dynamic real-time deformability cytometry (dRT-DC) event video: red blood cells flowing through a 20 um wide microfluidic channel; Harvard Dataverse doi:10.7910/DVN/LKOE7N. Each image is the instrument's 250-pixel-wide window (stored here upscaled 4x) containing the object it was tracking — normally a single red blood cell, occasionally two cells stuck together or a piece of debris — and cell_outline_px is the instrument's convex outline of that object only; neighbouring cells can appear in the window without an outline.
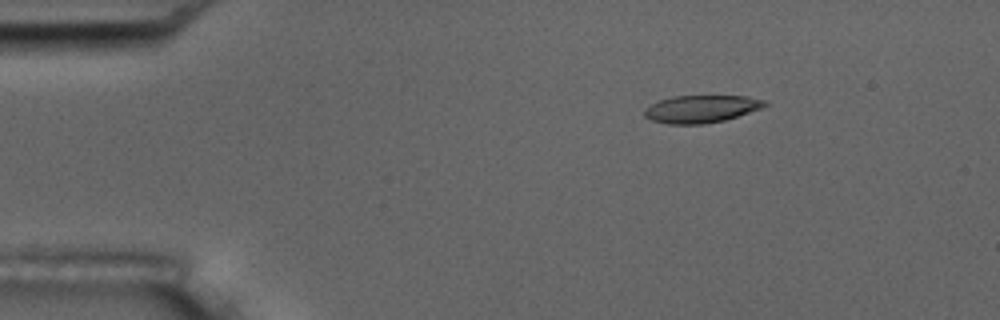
{"species": "common noctule bat (a hibernating species)", "species_latin": "Nyctalus noctula", "temperature_condition": "room temperature", "stored_images_in_passage": 5, "camera_frame_rate_fps": 3000, "um_per_image_px": 0.085, "animal": {"sex": "male", "body_mass_g": 17.5, "forearm_length_mm": 52.3}, "frame": {"image": 1, "passage_image": 2, "time_ms": 1.0, "image_size_px": [1000, 320], "cell_outline_px": [[768, 104], [764, 108], [724, 120], [704, 124], [668, 124], [652, 120], [644, 116], [644, 108], [660, 100], [672, 96], [748, 96], [764, 100]], "centroid_in_image_um": [59.62, 9.26], "position_along_channel_um": 25.4, "area_um2": 19.31}}
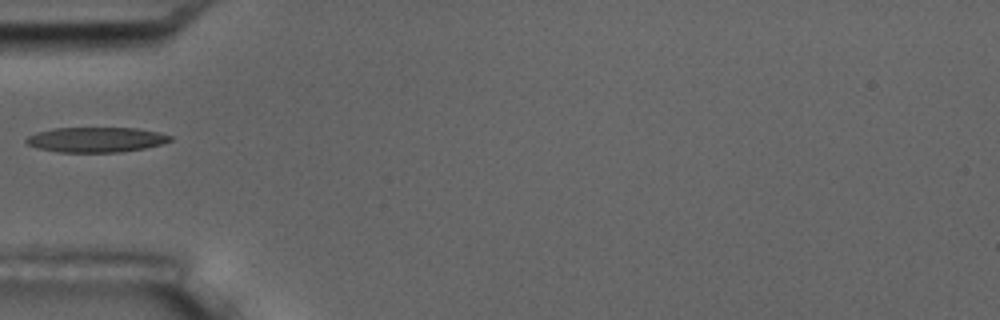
{"frame": {"image": 2, "passage_image": 4, "time_ms": 4.333, "image_size_px": [1000, 320], "cell_outline_px": [[172, 140], [160, 144], [144, 148], [120, 152], [56, 152], [36, 148], [28, 144], [24, 140], [28, 136], [36, 132], [52, 128], [136, 128], [156, 132], [172, 136]], "centroid_in_image_um": [8.11, 11.87], "position_along_channel_um": 76.9, "area_um2": 20.98}}